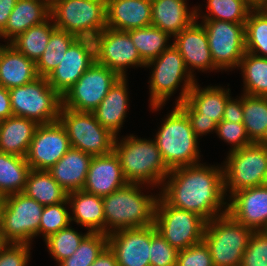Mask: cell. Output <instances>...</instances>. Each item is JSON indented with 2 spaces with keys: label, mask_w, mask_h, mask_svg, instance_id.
I'll list each match as a JSON object with an SVG mask.
<instances>
[{
  "label": "cell",
  "mask_w": 267,
  "mask_h": 266,
  "mask_svg": "<svg viewBox=\"0 0 267 266\" xmlns=\"http://www.w3.org/2000/svg\"><path fill=\"white\" fill-rule=\"evenodd\" d=\"M166 180L159 195L170 206L196 213L206 222L227 213L221 165L198 163L176 167L170 170Z\"/></svg>",
  "instance_id": "6da1fadb"
},
{
  "label": "cell",
  "mask_w": 267,
  "mask_h": 266,
  "mask_svg": "<svg viewBox=\"0 0 267 266\" xmlns=\"http://www.w3.org/2000/svg\"><path fill=\"white\" fill-rule=\"evenodd\" d=\"M136 135L115 136L113 151L118 156L123 175L128 183L161 188L170 169L164 163L154 139ZM119 139V140H118ZM151 185V186H150Z\"/></svg>",
  "instance_id": "7a4b0ae2"
},
{
  "label": "cell",
  "mask_w": 267,
  "mask_h": 266,
  "mask_svg": "<svg viewBox=\"0 0 267 266\" xmlns=\"http://www.w3.org/2000/svg\"><path fill=\"white\" fill-rule=\"evenodd\" d=\"M143 184L128 183L123 188L102 197L105 234L154 224L155 205L159 194L145 195Z\"/></svg>",
  "instance_id": "3957f363"
},
{
  "label": "cell",
  "mask_w": 267,
  "mask_h": 266,
  "mask_svg": "<svg viewBox=\"0 0 267 266\" xmlns=\"http://www.w3.org/2000/svg\"><path fill=\"white\" fill-rule=\"evenodd\" d=\"M145 67L152 68L148 83L150 87L149 107L152 108L153 112L163 108L162 106L177 91L179 85L182 86V89L175 105L184 102L197 80L187 70L183 57L173 44L165 49L157 58L148 62Z\"/></svg>",
  "instance_id": "277c9868"
},
{
  "label": "cell",
  "mask_w": 267,
  "mask_h": 266,
  "mask_svg": "<svg viewBox=\"0 0 267 266\" xmlns=\"http://www.w3.org/2000/svg\"><path fill=\"white\" fill-rule=\"evenodd\" d=\"M154 140L170 170L201 161L199 138L194 134L187 115L177 105L163 120Z\"/></svg>",
  "instance_id": "5b68a950"
},
{
  "label": "cell",
  "mask_w": 267,
  "mask_h": 266,
  "mask_svg": "<svg viewBox=\"0 0 267 266\" xmlns=\"http://www.w3.org/2000/svg\"><path fill=\"white\" fill-rule=\"evenodd\" d=\"M253 232L228 212L206 222L203 241L209 248L214 266H240Z\"/></svg>",
  "instance_id": "8992f818"
},
{
  "label": "cell",
  "mask_w": 267,
  "mask_h": 266,
  "mask_svg": "<svg viewBox=\"0 0 267 266\" xmlns=\"http://www.w3.org/2000/svg\"><path fill=\"white\" fill-rule=\"evenodd\" d=\"M50 18L59 30L94 39L106 28V0H59L50 8Z\"/></svg>",
  "instance_id": "52a82bcc"
},
{
  "label": "cell",
  "mask_w": 267,
  "mask_h": 266,
  "mask_svg": "<svg viewBox=\"0 0 267 266\" xmlns=\"http://www.w3.org/2000/svg\"><path fill=\"white\" fill-rule=\"evenodd\" d=\"M14 116L34 120L38 125L55 122L59 118L62 97L39 76L30 83L9 89Z\"/></svg>",
  "instance_id": "ba28073f"
},
{
  "label": "cell",
  "mask_w": 267,
  "mask_h": 266,
  "mask_svg": "<svg viewBox=\"0 0 267 266\" xmlns=\"http://www.w3.org/2000/svg\"><path fill=\"white\" fill-rule=\"evenodd\" d=\"M226 159L222 165L226 196L230 197L245 188L263 185L267 170V143H252L229 152Z\"/></svg>",
  "instance_id": "9c48e42d"
},
{
  "label": "cell",
  "mask_w": 267,
  "mask_h": 266,
  "mask_svg": "<svg viewBox=\"0 0 267 266\" xmlns=\"http://www.w3.org/2000/svg\"><path fill=\"white\" fill-rule=\"evenodd\" d=\"M154 225L171 246L181 250L203 241L206 221L196 213L170 206L159 195Z\"/></svg>",
  "instance_id": "30bf717a"
},
{
  "label": "cell",
  "mask_w": 267,
  "mask_h": 266,
  "mask_svg": "<svg viewBox=\"0 0 267 266\" xmlns=\"http://www.w3.org/2000/svg\"><path fill=\"white\" fill-rule=\"evenodd\" d=\"M1 234L6 243L32 244L38 236L44 206L24 193L3 197Z\"/></svg>",
  "instance_id": "8fae6325"
},
{
  "label": "cell",
  "mask_w": 267,
  "mask_h": 266,
  "mask_svg": "<svg viewBox=\"0 0 267 266\" xmlns=\"http://www.w3.org/2000/svg\"><path fill=\"white\" fill-rule=\"evenodd\" d=\"M58 120L65 128L72 148L92 156L113 151L115 135L96 120L93 112H80L62 106Z\"/></svg>",
  "instance_id": "7c38bea8"
},
{
  "label": "cell",
  "mask_w": 267,
  "mask_h": 266,
  "mask_svg": "<svg viewBox=\"0 0 267 266\" xmlns=\"http://www.w3.org/2000/svg\"><path fill=\"white\" fill-rule=\"evenodd\" d=\"M214 64L221 70L238 69L245 54V23L201 20Z\"/></svg>",
  "instance_id": "4fadbf2b"
},
{
  "label": "cell",
  "mask_w": 267,
  "mask_h": 266,
  "mask_svg": "<svg viewBox=\"0 0 267 266\" xmlns=\"http://www.w3.org/2000/svg\"><path fill=\"white\" fill-rule=\"evenodd\" d=\"M119 78L114 71L95 61L62 97V106L93 112Z\"/></svg>",
  "instance_id": "5bb4252c"
},
{
  "label": "cell",
  "mask_w": 267,
  "mask_h": 266,
  "mask_svg": "<svg viewBox=\"0 0 267 266\" xmlns=\"http://www.w3.org/2000/svg\"><path fill=\"white\" fill-rule=\"evenodd\" d=\"M93 40L96 62L114 71L120 78L127 77L129 66L144 68L146 65L128 31L106 27Z\"/></svg>",
  "instance_id": "9a60e30c"
},
{
  "label": "cell",
  "mask_w": 267,
  "mask_h": 266,
  "mask_svg": "<svg viewBox=\"0 0 267 266\" xmlns=\"http://www.w3.org/2000/svg\"><path fill=\"white\" fill-rule=\"evenodd\" d=\"M71 148L66 130L59 120L38 125L28 152L26 162L33 170L48 171Z\"/></svg>",
  "instance_id": "2e32d148"
},
{
  "label": "cell",
  "mask_w": 267,
  "mask_h": 266,
  "mask_svg": "<svg viewBox=\"0 0 267 266\" xmlns=\"http://www.w3.org/2000/svg\"><path fill=\"white\" fill-rule=\"evenodd\" d=\"M95 61L94 40L77 38L69 46L59 65L46 79L50 86L63 97Z\"/></svg>",
  "instance_id": "e0dca14e"
},
{
  "label": "cell",
  "mask_w": 267,
  "mask_h": 266,
  "mask_svg": "<svg viewBox=\"0 0 267 266\" xmlns=\"http://www.w3.org/2000/svg\"><path fill=\"white\" fill-rule=\"evenodd\" d=\"M151 225L108 234V247L119 266L150 265Z\"/></svg>",
  "instance_id": "ac0fdd59"
},
{
  "label": "cell",
  "mask_w": 267,
  "mask_h": 266,
  "mask_svg": "<svg viewBox=\"0 0 267 266\" xmlns=\"http://www.w3.org/2000/svg\"><path fill=\"white\" fill-rule=\"evenodd\" d=\"M227 212L254 232L267 230V186L239 190L227 198Z\"/></svg>",
  "instance_id": "d6986e66"
},
{
  "label": "cell",
  "mask_w": 267,
  "mask_h": 266,
  "mask_svg": "<svg viewBox=\"0 0 267 266\" xmlns=\"http://www.w3.org/2000/svg\"><path fill=\"white\" fill-rule=\"evenodd\" d=\"M172 40H174L172 44L183 57L185 66L193 78H195L196 69L202 72L220 71L213 62L206 30L197 20L184 28Z\"/></svg>",
  "instance_id": "ffe728a7"
},
{
  "label": "cell",
  "mask_w": 267,
  "mask_h": 266,
  "mask_svg": "<svg viewBox=\"0 0 267 266\" xmlns=\"http://www.w3.org/2000/svg\"><path fill=\"white\" fill-rule=\"evenodd\" d=\"M127 184L119 158L112 151L106 155L93 156L82 190L105 197Z\"/></svg>",
  "instance_id": "44dd1931"
},
{
  "label": "cell",
  "mask_w": 267,
  "mask_h": 266,
  "mask_svg": "<svg viewBox=\"0 0 267 266\" xmlns=\"http://www.w3.org/2000/svg\"><path fill=\"white\" fill-rule=\"evenodd\" d=\"M151 25V0H106V27L128 31Z\"/></svg>",
  "instance_id": "7402d4cb"
},
{
  "label": "cell",
  "mask_w": 267,
  "mask_h": 266,
  "mask_svg": "<svg viewBox=\"0 0 267 266\" xmlns=\"http://www.w3.org/2000/svg\"><path fill=\"white\" fill-rule=\"evenodd\" d=\"M184 0H151V25L175 37L196 20L200 6L191 10Z\"/></svg>",
  "instance_id": "603a6c76"
},
{
  "label": "cell",
  "mask_w": 267,
  "mask_h": 266,
  "mask_svg": "<svg viewBox=\"0 0 267 266\" xmlns=\"http://www.w3.org/2000/svg\"><path fill=\"white\" fill-rule=\"evenodd\" d=\"M127 83V77L119 78L93 111L96 120L115 136H119L129 108Z\"/></svg>",
  "instance_id": "cb8c5ba5"
},
{
  "label": "cell",
  "mask_w": 267,
  "mask_h": 266,
  "mask_svg": "<svg viewBox=\"0 0 267 266\" xmlns=\"http://www.w3.org/2000/svg\"><path fill=\"white\" fill-rule=\"evenodd\" d=\"M93 156L81 150L70 148L48 172L69 194L83 189Z\"/></svg>",
  "instance_id": "d4e9b609"
},
{
  "label": "cell",
  "mask_w": 267,
  "mask_h": 266,
  "mask_svg": "<svg viewBox=\"0 0 267 266\" xmlns=\"http://www.w3.org/2000/svg\"><path fill=\"white\" fill-rule=\"evenodd\" d=\"M36 64L12 45L0 43V85L6 89L23 86L38 78Z\"/></svg>",
  "instance_id": "484cf974"
},
{
  "label": "cell",
  "mask_w": 267,
  "mask_h": 266,
  "mask_svg": "<svg viewBox=\"0 0 267 266\" xmlns=\"http://www.w3.org/2000/svg\"><path fill=\"white\" fill-rule=\"evenodd\" d=\"M71 222L82 225L90 233H105V215L102 197L84 190L68 194Z\"/></svg>",
  "instance_id": "4316f807"
},
{
  "label": "cell",
  "mask_w": 267,
  "mask_h": 266,
  "mask_svg": "<svg viewBox=\"0 0 267 266\" xmlns=\"http://www.w3.org/2000/svg\"><path fill=\"white\" fill-rule=\"evenodd\" d=\"M50 18V8L38 0H17L0 38L10 43L30 27L44 23Z\"/></svg>",
  "instance_id": "83f0119b"
},
{
  "label": "cell",
  "mask_w": 267,
  "mask_h": 266,
  "mask_svg": "<svg viewBox=\"0 0 267 266\" xmlns=\"http://www.w3.org/2000/svg\"><path fill=\"white\" fill-rule=\"evenodd\" d=\"M38 124L31 119L10 116L0 123V152L25 157Z\"/></svg>",
  "instance_id": "f1b7e54d"
},
{
  "label": "cell",
  "mask_w": 267,
  "mask_h": 266,
  "mask_svg": "<svg viewBox=\"0 0 267 266\" xmlns=\"http://www.w3.org/2000/svg\"><path fill=\"white\" fill-rule=\"evenodd\" d=\"M231 90L222 86L201 88L197 81L190 89L186 101L200 113V118L212 119L219 123L223 119L224 109Z\"/></svg>",
  "instance_id": "f546056e"
},
{
  "label": "cell",
  "mask_w": 267,
  "mask_h": 266,
  "mask_svg": "<svg viewBox=\"0 0 267 266\" xmlns=\"http://www.w3.org/2000/svg\"><path fill=\"white\" fill-rule=\"evenodd\" d=\"M22 193L43 206L68 202V193L46 170L31 169Z\"/></svg>",
  "instance_id": "4dcf8cb0"
},
{
  "label": "cell",
  "mask_w": 267,
  "mask_h": 266,
  "mask_svg": "<svg viewBox=\"0 0 267 266\" xmlns=\"http://www.w3.org/2000/svg\"><path fill=\"white\" fill-rule=\"evenodd\" d=\"M30 170L25 157L0 152V196L22 193Z\"/></svg>",
  "instance_id": "1f68e13d"
},
{
  "label": "cell",
  "mask_w": 267,
  "mask_h": 266,
  "mask_svg": "<svg viewBox=\"0 0 267 266\" xmlns=\"http://www.w3.org/2000/svg\"><path fill=\"white\" fill-rule=\"evenodd\" d=\"M243 125L252 143H267V97L243 93Z\"/></svg>",
  "instance_id": "d6a6232c"
},
{
  "label": "cell",
  "mask_w": 267,
  "mask_h": 266,
  "mask_svg": "<svg viewBox=\"0 0 267 266\" xmlns=\"http://www.w3.org/2000/svg\"><path fill=\"white\" fill-rule=\"evenodd\" d=\"M51 21V22H50ZM56 29L49 18L42 24L30 27L18 35L9 44L33 62H37L49 43L51 33Z\"/></svg>",
  "instance_id": "836d02e7"
},
{
  "label": "cell",
  "mask_w": 267,
  "mask_h": 266,
  "mask_svg": "<svg viewBox=\"0 0 267 266\" xmlns=\"http://www.w3.org/2000/svg\"><path fill=\"white\" fill-rule=\"evenodd\" d=\"M239 68L243 76V93L267 97V58L245 52Z\"/></svg>",
  "instance_id": "e575fe53"
},
{
  "label": "cell",
  "mask_w": 267,
  "mask_h": 266,
  "mask_svg": "<svg viewBox=\"0 0 267 266\" xmlns=\"http://www.w3.org/2000/svg\"><path fill=\"white\" fill-rule=\"evenodd\" d=\"M128 34L146 64L170 46L168 41L171 37L152 25L128 30Z\"/></svg>",
  "instance_id": "d590c367"
},
{
  "label": "cell",
  "mask_w": 267,
  "mask_h": 266,
  "mask_svg": "<svg viewBox=\"0 0 267 266\" xmlns=\"http://www.w3.org/2000/svg\"><path fill=\"white\" fill-rule=\"evenodd\" d=\"M77 39L71 33L55 29L49 37V43L36 64L38 76L47 77L61 62L69 46Z\"/></svg>",
  "instance_id": "8d00e7d4"
},
{
  "label": "cell",
  "mask_w": 267,
  "mask_h": 266,
  "mask_svg": "<svg viewBox=\"0 0 267 266\" xmlns=\"http://www.w3.org/2000/svg\"><path fill=\"white\" fill-rule=\"evenodd\" d=\"M245 51L267 58V8L250 11L245 23Z\"/></svg>",
  "instance_id": "74e56055"
},
{
  "label": "cell",
  "mask_w": 267,
  "mask_h": 266,
  "mask_svg": "<svg viewBox=\"0 0 267 266\" xmlns=\"http://www.w3.org/2000/svg\"><path fill=\"white\" fill-rule=\"evenodd\" d=\"M208 13L196 12V20H223L232 23H246L253 9L245 0H207ZM201 14V15H200ZM201 17V18H199Z\"/></svg>",
  "instance_id": "f35d334b"
},
{
  "label": "cell",
  "mask_w": 267,
  "mask_h": 266,
  "mask_svg": "<svg viewBox=\"0 0 267 266\" xmlns=\"http://www.w3.org/2000/svg\"><path fill=\"white\" fill-rule=\"evenodd\" d=\"M77 232L72 226H67L62 230L50 235L45 239L49 254L55 259L56 263L59 264L64 259L71 257L79 247L82 240L89 234Z\"/></svg>",
  "instance_id": "ab89813d"
},
{
  "label": "cell",
  "mask_w": 267,
  "mask_h": 266,
  "mask_svg": "<svg viewBox=\"0 0 267 266\" xmlns=\"http://www.w3.org/2000/svg\"><path fill=\"white\" fill-rule=\"evenodd\" d=\"M108 246V235L89 233L80 243L75 253L61 261L59 266H91L100 253Z\"/></svg>",
  "instance_id": "60d3db41"
},
{
  "label": "cell",
  "mask_w": 267,
  "mask_h": 266,
  "mask_svg": "<svg viewBox=\"0 0 267 266\" xmlns=\"http://www.w3.org/2000/svg\"><path fill=\"white\" fill-rule=\"evenodd\" d=\"M68 205L69 202H62L44 206L38 232L44 240L71 224V214L66 208Z\"/></svg>",
  "instance_id": "b9f144b4"
},
{
  "label": "cell",
  "mask_w": 267,
  "mask_h": 266,
  "mask_svg": "<svg viewBox=\"0 0 267 266\" xmlns=\"http://www.w3.org/2000/svg\"><path fill=\"white\" fill-rule=\"evenodd\" d=\"M179 250L171 246L151 225L150 265L151 266H176Z\"/></svg>",
  "instance_id": "7bdbcfd3"
},
{
  "label": "cell",
  "mask_w": 267,
  "mask_h": 266,
  "mask_svg": "<svg viewBox=\"0 0 267 266\" xmlns=\"http://www.w3.org/2000/svg\"><path fill=\"white\" fill-rule=\"evenodd\" d=\"M219 138L228 144H231L230 150L232 152L239 150L245 146L252 144L246 133L243 123L229 122L221 120L217 124L216 132Z\"/></svg>",
  "instance_id": "ee69618b"
},
{
  "label": "cell",
  "mask_w": 267,
  "mask_h": 266,
  "mask_svg": "<svg viewBox=\"0 0 267 266\" xmlns=\"http://www.w3.org/2000/svg\"><path fill=\"white\" fill-rule=\"evenodd\" d=\"M240 266H267V236L262 231L251 235Z\"/></svg>",
  "instance_id": "f6af8a7d"
},
{
  "label": "cell",
  "mask_w": 267,
  "mask_h": 266,
  "mask_svg": "<svg viewBox=\"0 0 267 266\" xmlns=\"http://www.w3.org/2000/svg\"><path fill=\"white\" fill-rule=\"evenodd\" d=\"M176 266H214L208 246L204 241L178 252Z\"/></svg>",
  "instance_id": "bcb514c9"
},
{
  "label": "cell",
  "mask_w": 267,
  "mask_h": 266,
  "mask_svg": "<svg viewBox=\"0 0 267 266\" xmlns=\"http://www.w3.org/2000/svg\"><path fill=\"white\" fill-rule=\"evenodd\" d=\"M30 250V244L6 243L0 250V266H27Z\"/></svg>",
  "instance_id": "7dc6e473"
},
{
  "label": "cell",
  "mask_w": 267,
  "mask_h": 266,
  "mask_svg": "<svg viewBox=\"0 0 267 266\" xmlns=\"http://www.w3.org/2000/svg\"><path fill=\"white\" fill-rule=\"evenodd\" d=\"M188 117L194 134L199 138L207 133L216 132L217 122L212 119L200 118L198 113L186 100L177 105Z\"/></svg>",
  "instance_id": "c3c4849f"
},
{
  "label": "cell",
  "mask_w": 267,
  "mask_h": 266,
  "mask_svg": "<svg viewBox=\"0 0 267 266\" xmlns=\"http://www.w3.org/2000/svg\"><path fill=\"white\" fill-rule=\"evenodd\" d=\"M222 120L243 123V93L239 98L233 99L230 96L227 99Z\"/></svg>",
  "instance_id": "681fc988"
},
{
  "label": "cell",
  "mask_w": 267,
  "mask_h": 266,
  "mask_svg": "<svg viewBox=\"0 0 267 266\" xmlns=\"http://www.w3.org/2000/svg\"><path fill=\"white\" fill-rule=\"evenodd\" d=\"M13 116L9 90L0 85V120Z\"/></svg>",
  "instance_id": "f907efd6"
},
{
  "label": "cell",
  "mask_w": 267,
  "mask_h": 266,
  "mask_svg": "<svg viewBox=\"0 0 267 266\" xmlns=\"http://www.w3.org/2000/svg\"><path fill=\"white\" fill-rule=\"evenodd\" d=\"M17 0H0V33L5 29Z\"/></svg>",
  "instance_id": "816d5d0a"
},
{
  "label": "cell",
  "mask_w": 267,
  "mask_h": 266,
  "mask_svg": "<svg viewBox=\"0 0 267 266\" xmlns=\"http://www.w3.org/2000/svg\"><path fill=\"white\" fill-rule=\"evenodd\" d=\"M91 266H119L114 253L107 246Z\"/></svg>",
  "instance_id": "f5cc1de1"
},
{
  "label": "cell",
  "mask_w": 267,
  "mask_h": 266,
  "mask_svg": "<svg viewBox=\"0 0 267 266\" xmlns=\"http://www.w3.org/2000/svg\"><path fill=\"white\" fill-rule=\"evenodd\" d=\"M253 9L267 8V0H245Z\"/></svg>",
  "instance_id": "db71d44e"
},
{
  "label": "cell",
  "mask_w": 267,
  "mask_h": 266,
  "mask_svg": "<svg viewBox=\"0 0 267 266\" xmlns=\"http://www.w3.org/2000/svg\"><path fill=\"white\" fill-rule=\"evenodd\" d=\"M38 1L45 3L49 8H51L59 0H38Z\"/></svg>",
  "instance_id": "11a10c76"
},
{
  "label": "cell",
  "mask_w": 267,
  "mask_h": 266,
  "mask_svg": "<svg viewBox=\"0 0 267 266\" xmlns=\"http://www.w3.org/2000/svg\"><path fill=\"white\" fill-rule=\"evenodd\" d=\"M4 205V199L0 196V231H1V218H2V209Z\"/></svg>",
  "instance_id": "9f6ffc18"
},
{
  "label": "cell",
  "mask_w": 267,
  "mask_h": 266,
  "mask_svg": "<svg viewBox=\"0 0 267 266\" xmlns=\"http://www.w3.org/2000/svg\"><path fill=\"white\" fill-rule=\"evenodd\" d=\"M6 245V242L3 239V236L0 232V250Z\"/></svg>",
  "instance_id": "6f0895ef"
},
{
  "label": "cell",
  "mask_w": 267,
  "mask_h": 266,
  "mask_svg": "<svg viewBox=\"0 0 267 266\" xmlns=\"http://www.w3.org/2000/svg\"><path fill=\"white\" fill-rule=\"evenodd\" d=\"M263 185L267 186V170H266V173H265Z\"/></svg>",
  "instance_id": "680465c9"
},
{
  "label": "cell",
  "mask_w": 267,
  "mask_h": 266,
  "mask_svg": "<svg viewBox=\"0 0 267 266\" xmlns=\"http://www.w3.org/2000/svg\"><path fill=\"white\" fill-rule=\"evenodd\" d=\"M266 236H267V230H265V231H262Z\"/></svg>",
  "instance_id": "91938a15"
}]
</instances>
